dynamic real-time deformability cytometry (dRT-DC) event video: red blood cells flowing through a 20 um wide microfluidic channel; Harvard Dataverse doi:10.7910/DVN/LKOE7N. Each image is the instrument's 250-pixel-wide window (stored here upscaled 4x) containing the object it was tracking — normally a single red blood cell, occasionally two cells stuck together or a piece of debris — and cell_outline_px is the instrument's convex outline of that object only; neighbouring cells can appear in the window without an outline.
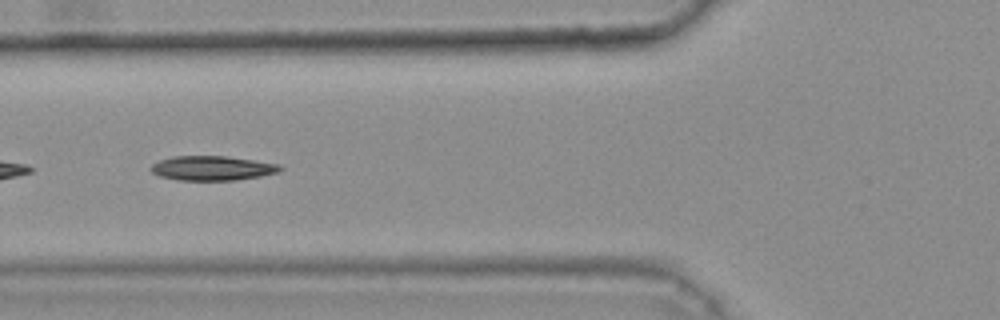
{"species": "common noctule bat (a hibernating species)", "species_latin": "Nyctalus noctula", "temperature_condition": "warm", "stored_images_in_passage": 6, "camera_frame_rate_fps": 3000, "um_per_image_px": 0.085, "animal": {"sex": "female", "body_mass_g": 25.1}, "frame": {"image": 1, "passage_image": 6, "time_ms": 1.667, "image_size_px": [1000, 320], "cell_outline_px": [[284, 168], [276, 172], [260, 176], [236, 180], [180, 180], [160, 176], [152, 172], [148, 168], [152, 164], [160, 160], [172, 156], [228, 156], [280, 164]], "centroid_in_image_um": [18.03, 14.28], "position_along_channel_um": 107.8, "area_um2": 18.44}}